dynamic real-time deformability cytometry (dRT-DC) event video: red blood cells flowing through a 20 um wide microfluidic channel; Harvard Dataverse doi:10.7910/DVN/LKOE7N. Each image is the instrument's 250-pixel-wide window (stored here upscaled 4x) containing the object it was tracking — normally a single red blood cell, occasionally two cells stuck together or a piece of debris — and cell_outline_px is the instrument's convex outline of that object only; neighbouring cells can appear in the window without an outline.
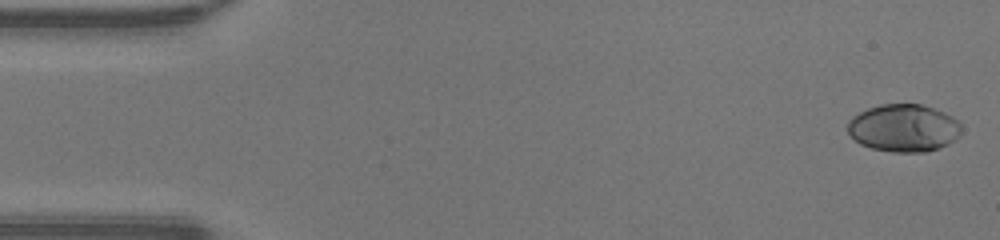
{"species": "human", "species_latin": "Homo sapiens", "temperature_condition": "warm", "stored_images_in_passage": 48, "camera_frame_rate_fps": 3000, "um_per_image_px": 0.085, "donor": {"sex": "male"}, "frame": {"image": 1, "passage_image": 1, "time_ms": 0.0, "image_size_px": [1000, 240], "cell_outline_px": [[960, 136], [956, 140], [948, 144], [924, 152], [892, 152], [872, 148], [860, 144], [848, 132], [848, 120], [852, 116], [868, 108], [880, 104], [920, 104], [944, 112], [952, 116], [960, 124]], "centroid_in_image_um": [76.81, 10.88], "position_along_channel_um": 8.2, "area_um2": 31.44}}
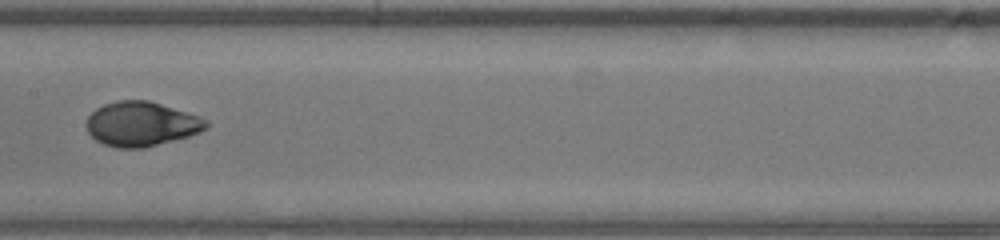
{"frame": {"image": 2, "passage_image": 24, "time_ms": 7.667, "image_size_px": [1000, 240], "cell_outline_px": [[208, 128], [200, 132], [188, 136], [144, 148], [116, 148], [104, 144], [96, 140], [88, 132], [88, 116], [96, 108], [104, 104], [116, 100], [148, 100], [200, 116], [208, 120]], "centroid_in_image_um": [12.03, 10.53], "position_along_channel_um": 195.4, "area_um2": 30.98}}
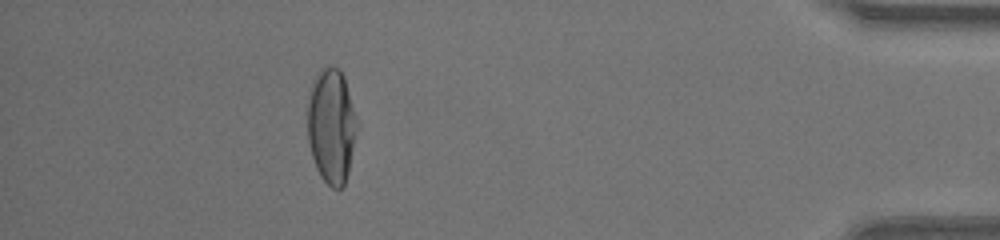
{"frame": {"image": 3, "passage_image": 43, "time_ms": 14.0, "image_size_px": [1000, 240], "cell_outline_px": [[360, 124], [348, 172], [344, 184], [340, 188], [332, 188], [320, 176], [316, 168], [312, 156], [308, 140], [308, 104], [312, 80], [316, 72], [320, 68], [328, 64], [340, 68], [344, 76]], "centroid_in_image_um": [28.2, 10.64], "position_along_channel_um": 407.0, "area_um2": 33.87}, "authors_computed_cell_mechanics": {"area_um2": 31.0675, "velocity_mm_per_s": 4.2672, "shape_relaxation_time_tau1_ms": 4.9407, "shape_relaxation_time_tau2_ms": null, "deformation_change_tau1": 0.2374, "deformation_change_tau2": null}}